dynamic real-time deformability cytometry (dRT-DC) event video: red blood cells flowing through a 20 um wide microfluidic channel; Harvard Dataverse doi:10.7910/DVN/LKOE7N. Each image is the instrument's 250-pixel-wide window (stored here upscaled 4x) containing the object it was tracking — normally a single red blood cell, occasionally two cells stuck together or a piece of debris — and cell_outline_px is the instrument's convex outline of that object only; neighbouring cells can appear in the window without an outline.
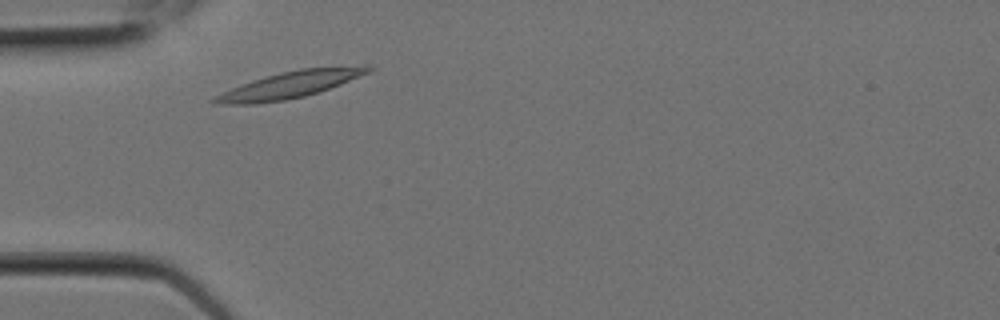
{"species": "Egyptian fruit bat (a non-hibernating species)", "species_latin": "Rousettus aegyptiacus", "temperature_condition": "room temperature", "stored_images_in_passage": 3, "camera_frame_rate_fps": 3000, "um_per_image_px": 0.085, "animal": {"sex": "female"}, "frame": {"image": 1, "passage_image": 2, "time_ms": 0.333, "image_size_px": [1000, 320], "cell_outline_px": [[376, 68], [368, 72], [340, 84], [320, 92], [304, 96], [284, 100], [256, 104], [224, 104], [208, 100], [240, 84], [252, 80], [280, 72], [300, 68], [364, 64], [368, 64]], "centroid_in_image_um": [24.73, 7.17], "position_along_channel_um": 60.3, "area_um2": 23.99}}
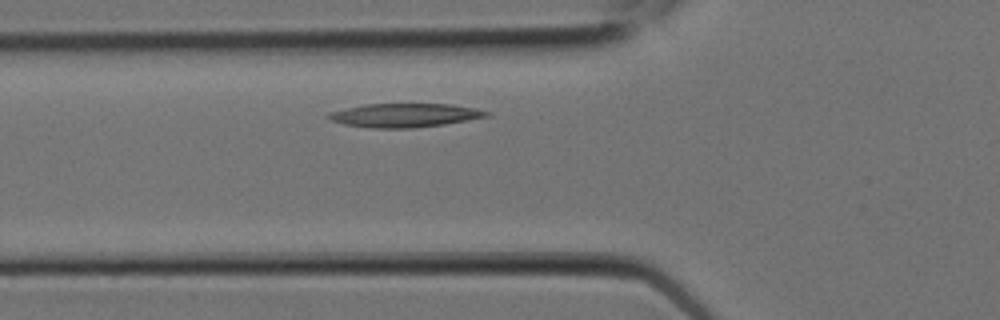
{"frame": {"image": 2, "passage_image": 3, "time_ms": 0.667, "image_size_px": [1000, 320], "cell_outline_px": [[488, 116], [444, 124], [412, 128], [368, 128], [344, 124], [332, 120], [324, 116], [328, 112], [364, 104], [452, 104], [476, 108], [488, 112]], "centroid_in_image_um": [34.34, 9.79], "position_along_channel_um": 91.5, "area_um2": 21.79}}